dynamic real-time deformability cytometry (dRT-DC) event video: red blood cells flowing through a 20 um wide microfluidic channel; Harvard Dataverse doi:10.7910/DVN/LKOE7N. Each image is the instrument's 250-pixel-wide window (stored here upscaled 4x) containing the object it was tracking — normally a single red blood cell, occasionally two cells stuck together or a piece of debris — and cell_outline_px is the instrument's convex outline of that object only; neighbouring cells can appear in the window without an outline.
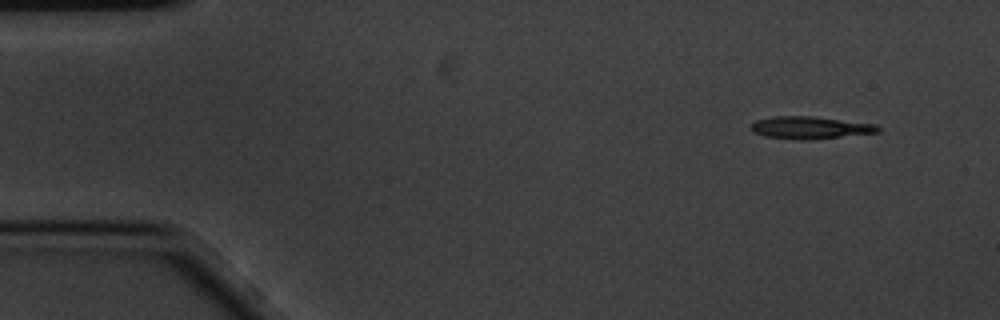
{"species": "common noctule bat (a hibernating species)", "species_latin": "Nyctalus noctula", "temperature_condition": "cold", "stored_images_in_passage": 6, "segment_of_instrument_passage": [2, 2], "camera_frame_rate_fps": 3000, "um_per_image_px": 0.085, "animal": {"sex": "male", "body_mass_g": 20.1, "forearm_length_mm": 53.5}, "frame": {"image": 1, "passage_image": 6, "time_ms": 1.667, "image_size_px": [1000, 320], "cell_outline_px": [[880, 132], [812, 140], [800, 140], [764, 136], [752, 132], [752, 124], [756, 120], [772, 116], [812, 116], [876, 124], [880, 128]], "centroid_in_image_um": [68.87, 10.85], "position_along_channel_um": 16.1, "area_um2": 16.65}}